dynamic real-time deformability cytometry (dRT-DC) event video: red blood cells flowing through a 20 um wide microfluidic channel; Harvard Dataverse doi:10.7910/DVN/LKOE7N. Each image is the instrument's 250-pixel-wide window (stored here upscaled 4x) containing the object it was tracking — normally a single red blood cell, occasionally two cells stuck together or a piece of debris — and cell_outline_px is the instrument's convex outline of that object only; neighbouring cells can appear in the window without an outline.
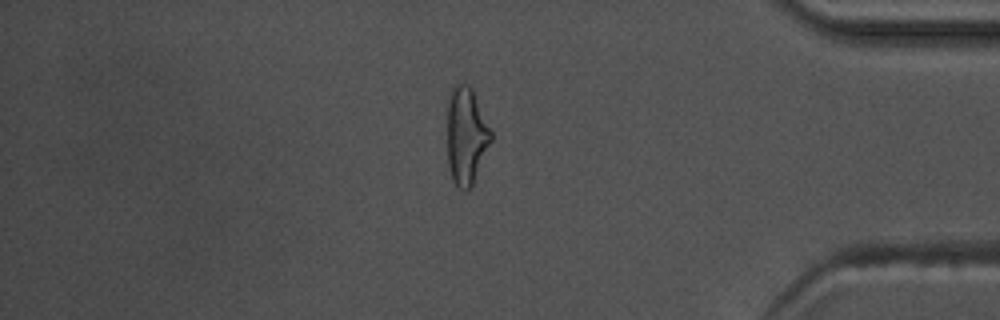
{"species": "common noctule bat (a hibernating species)", "species_latin": "Nyctalus noctula", "temperature_condition": "warm", "stored_images_in_passage": 56, "camera_frame_rate_fps": 3000, "um_per_image_px": 0.085, "animal": {"sex": "male", "body_mass_g": 17.5, "forearm_length_mm": 52.3}, "frame": {"image": 1, "passage_image": 48, "time_ms": 15.667, "image_size_px": [1000, 320], "cell_outline_px": [[492, 140], [472, 184], [468, 192], [464, 192], [452, 180], [448, 164], [448, 104], [452, 84], [468, 84], [472, 88], [492, 132]], "centroid_in_image_um": [39.63, 11.54], "position_along_channel_um": 395.6, "area_um2": 24.68}, "authors_computed_cell_mechanics": {"area_um2": 22.7732, "velocity_mm_per_s": 3.704, "shape_relaxation_time_tau1_ms": 7.1697, "shape_relaxation_time_tau2_ms": 2.4108, "deformation_change_tau1": 0.2664, "deformation_change_tau2": 0.1185}}